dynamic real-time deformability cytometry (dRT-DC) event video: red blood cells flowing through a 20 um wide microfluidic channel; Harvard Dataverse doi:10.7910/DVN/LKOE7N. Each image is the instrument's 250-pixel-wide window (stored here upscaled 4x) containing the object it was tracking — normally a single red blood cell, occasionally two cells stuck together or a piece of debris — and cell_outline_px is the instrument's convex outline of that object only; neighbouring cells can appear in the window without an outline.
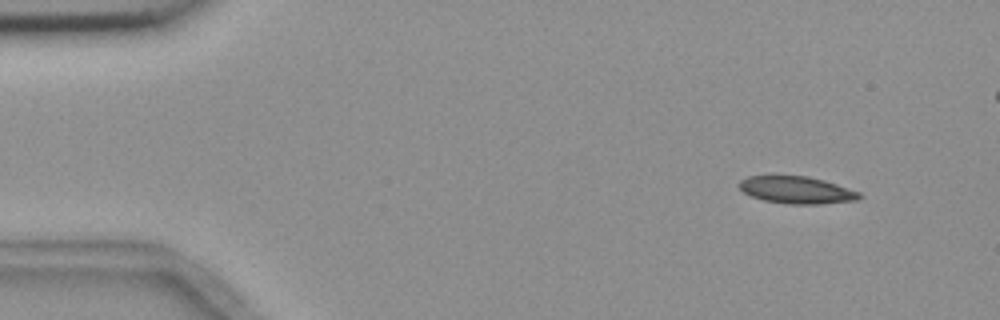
{"species": "common noctule bat (a hibernating species)", "species_latin": "Nyctalus noctula", "temperature_condition": "room temperature", "stored_images_in_passage": 5, "camera_frame_rate_fps": 3000, "um_per_image_px": 0.085, "animal": {"sex": "female", "body_mass_g": 18.4}, "frame": {"image": 1, "passage_image": 2, "time_ms": 1.0, "image_size_px": [1000, 320], "cell_outline_px": [[864, 196], [856, 200], [816, 204], [788, 204], [764, 200], [752, 196], [744, 192], [740, 188], [740, 180], [748, 176], [808, 176], [824, 180], [860, 192]], "centroid_in_image_um": [67.74, 16.15], "position_along_channel_um": 17.3, "area_um2": 18.84}}